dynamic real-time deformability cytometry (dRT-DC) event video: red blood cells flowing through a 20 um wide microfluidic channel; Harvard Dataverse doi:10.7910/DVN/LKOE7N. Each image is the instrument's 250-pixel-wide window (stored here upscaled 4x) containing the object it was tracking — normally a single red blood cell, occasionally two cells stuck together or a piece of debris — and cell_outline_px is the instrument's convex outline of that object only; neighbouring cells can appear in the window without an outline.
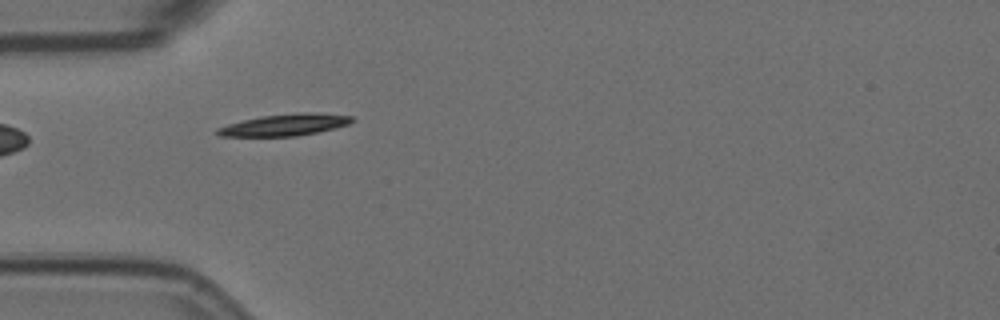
{"species": "Egyptian fruit bat (a non-hibernating species)", "species_latin": "Rousettus aegyptiacus", "temperature_condition": "room temperature", "stored_images_in_passage": 5, "segment_of_instrument_passage": [2, 2], "camera_frame_rate_fps": 3000, "um_per_image_px": 0.085, "animal": {"sex": "female"}, "frame": {"image": 1, "passage_image": 4, "time_ms": 1.0, "image_size_px": [1000, 320], "cell_outline_px": [[356, 120], [348, 124], [316, 132], [296, 136], [220, 136], [216, 132], [216, 128], [228, 124], [260, 116], [300, 112], [316, 112], [352, 116]], "centroid_in_image_um": [24.22, 10.6], "position_along_channel_um": 60.8, "area_um2": 16.94}}
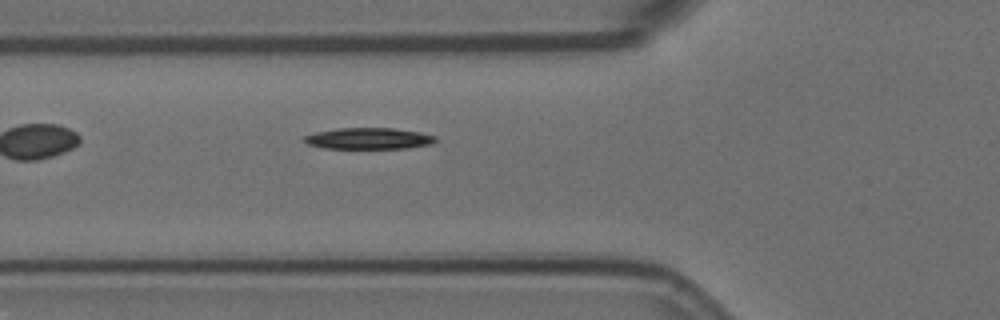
{"frame": {"image": 2, "passage_image": 5, "time_ms": 1.333, "image_size_px": [1000, 320], "cell_outline_px": [[436, 140], [432, 144], [408, 148], [324, 148], [308, 144], [304, 140], [304, 136], [316, 132], [340, 128], [392, 128], [420, 132], [436, 136]], "centroid_in_image_um": [31.37, 11.77], "position_along_channel_um": 94.4, "area_um2": 16.18}}